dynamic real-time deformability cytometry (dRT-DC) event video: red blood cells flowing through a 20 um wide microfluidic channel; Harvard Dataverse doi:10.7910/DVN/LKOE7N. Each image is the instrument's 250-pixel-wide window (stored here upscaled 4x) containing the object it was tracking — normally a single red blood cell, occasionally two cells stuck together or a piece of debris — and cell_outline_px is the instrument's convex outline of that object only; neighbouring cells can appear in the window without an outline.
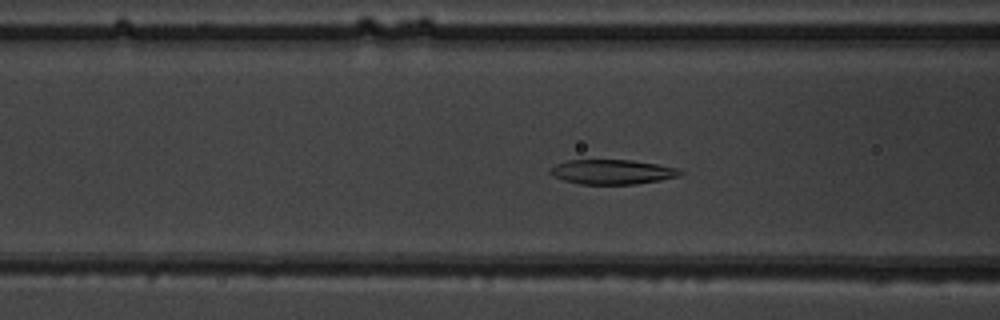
{"species": "common noctule bat (a hibernating species)", "species_latin": "Nyctalus noctula", "temperature_condition": "warm", "stored_images_in_passage": 35, "camera_frame_rate_fps": 3000, "um_per_image_px": 0.085, "animal": {"sex": "male", "body_mass_g": 19.5, "forearm_length_mm": 54.6}, "frame": {"image": 1, "passage_image": 5, "time_ms": 1.333, "image_size_px": [1000, 320], "cell_outline_px": [[684, 172], [680, 176], [660, 180], [636, 184], [580, 184], [564, 180], [552, 176], [548, 172], [548, 168], [556, 164], [568, 160], [632, 160], [680, 168]], "centroid_in_image_um": [52.03, 14.61], "position_along_channel_um": 114.6, "area_um2": 18.84}}
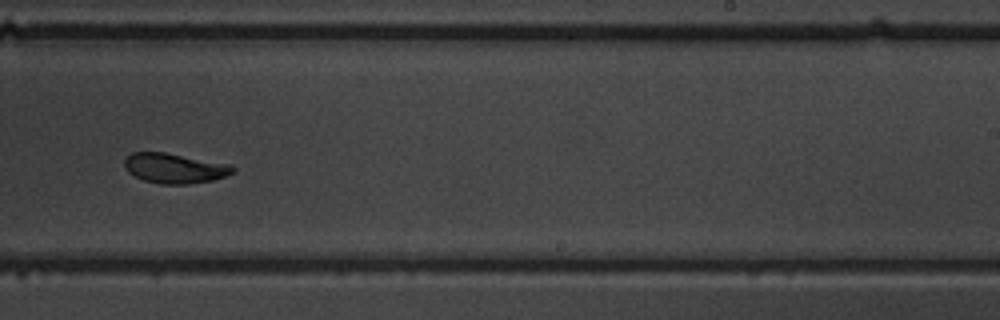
{"frame": {"image": 2, "passage_image": 17, "time_ms": 5.333, "image_size_px": [1000, 320], "cell_outline_px": [[236, 172], [212, 180], [188, 184], [160, 184], [144, 180], [128, 172], [124, 168], [124, 160], [132, 152], [164, 152], [228, 164], [236, 168]], "centroid_in_image_um": [14.82, 14.3], "position_along_channel_um": 274.2, "area_um2": 18.79}}
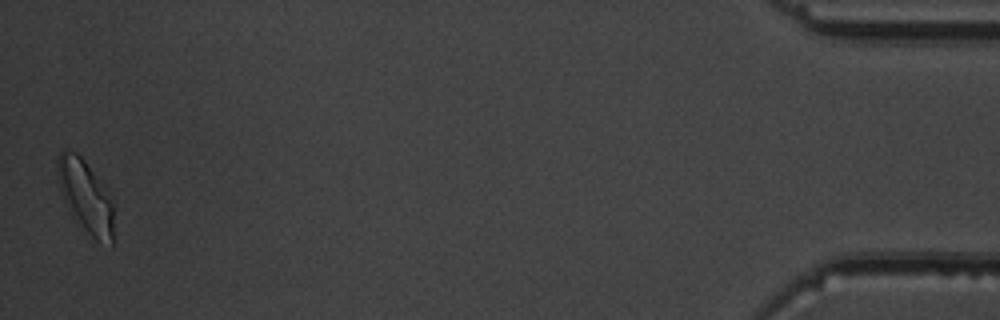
{"frame": {"image": 3, "passage_image": 35, "time_ms": 11.333, "image_size_px": [1000, 320], "cell_outline_px": [[112, 248], [96, 240], [72, 216], [60, 188], [56, 160], [60, 152], [64, 148], [68, 148], [76, 152], [84, 160], [104, 188], [112, 204]], "centroid_in_image_um": [7.25, 16.67], "position_along_channel_um": 428.0, "area_um2": 23.0}, "authors_computed_cell_mechanics": {"area_um2": 19.2474, "velocity_mm_per_s": 3.9948, "shape_relaxation_time_tau1_ms": 4.2636, "shape_relaxation_time_tau2_ms": 5.2379, "deformation_change_tau1": 0.1602, "deformation_change_tau2": 0.0716}}